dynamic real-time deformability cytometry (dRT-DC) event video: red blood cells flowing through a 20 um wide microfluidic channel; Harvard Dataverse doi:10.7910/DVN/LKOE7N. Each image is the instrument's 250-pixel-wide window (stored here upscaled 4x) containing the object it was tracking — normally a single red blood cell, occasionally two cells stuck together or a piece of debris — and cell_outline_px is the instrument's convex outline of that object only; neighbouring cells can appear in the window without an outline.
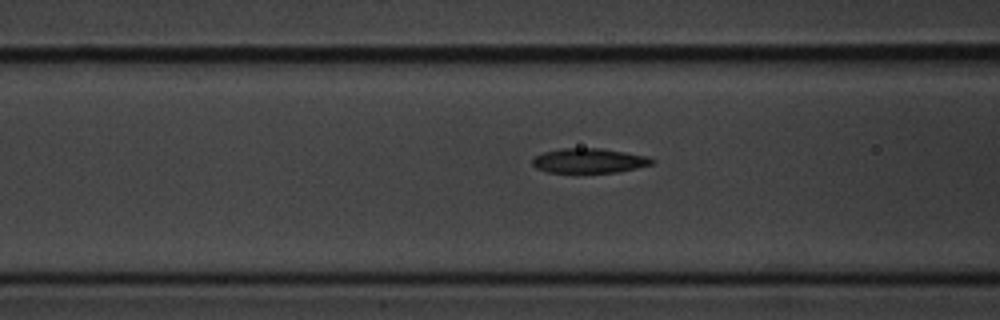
{"species": "common noctule bat (a hibernating species)", "species_latin": "Nyctalus noctula", "temperature_condition": "cold", "stored_images_in_passage": 7, "segment_of_instrument_passage": [2, 2], "camera_frame_rate_fps": 3000, "um_per_image_px": 0.085, "animal": {"sex": "male", "body_mass_g": 20.1, "forearm_length_mm": 53.5}, "frame": {"image": 1, "passage_image": 7, "time_ms": 2.0, "image_size_px": [1000, 320], "cell_outline_px": [[656, 160], [652, 164], [636, 168], [616, 172], [576, 176], [548, 172], [536, 168], [532, 164], [532, 160], [536, 156], [544, 152], [560, 148], [600, 148], [648, 156]], "centroid_in_image_um": [50.03, 13.71], "position_along_channel_um": 116.6, "area_um2": 18.03}}